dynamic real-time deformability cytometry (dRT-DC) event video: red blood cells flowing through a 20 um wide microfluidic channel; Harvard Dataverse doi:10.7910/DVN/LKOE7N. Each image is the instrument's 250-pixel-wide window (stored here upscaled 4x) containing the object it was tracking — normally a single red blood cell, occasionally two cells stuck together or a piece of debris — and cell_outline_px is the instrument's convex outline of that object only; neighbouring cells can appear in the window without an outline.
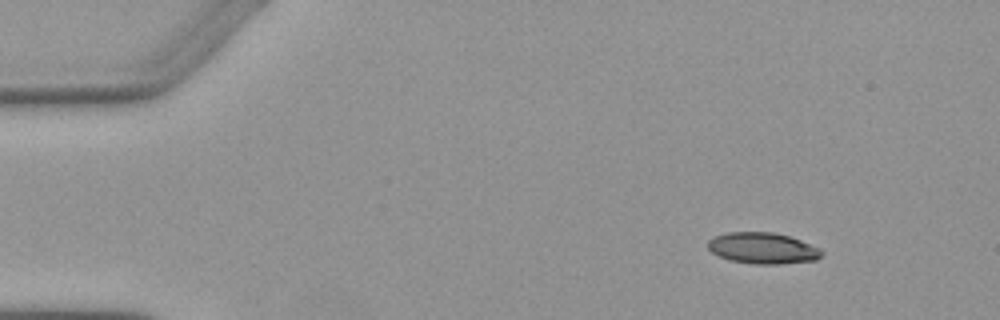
{"species": "Egyptian fruit bat (a non-hibernating species)", "species_latin": "Rousettus aegyptiacus", "temperature_condition": "warm", "stored_images_in_passage": 5, "camera_frame_rate_fps": 3000, "um_per_image_px": 0.085, "animal": {"sex": "female"}, "frame": {"image": 1, "passage_image": 1, "time_ms": 0.0, "image_size_px": [1000, 320], "cell_outline_px": [[824, 252], [816, 260], [780, 264], [756, 264], [728, 260], [712, 252], [708, 248], [708, 240], [716, 236], [728, 232], [772, 232], [788, 236], [800, 240], [820, 248]], "centroid_in_image_um": [64.84, 21.1], "position_along_channel_um": 20.2, "area_um2": 20.58}}
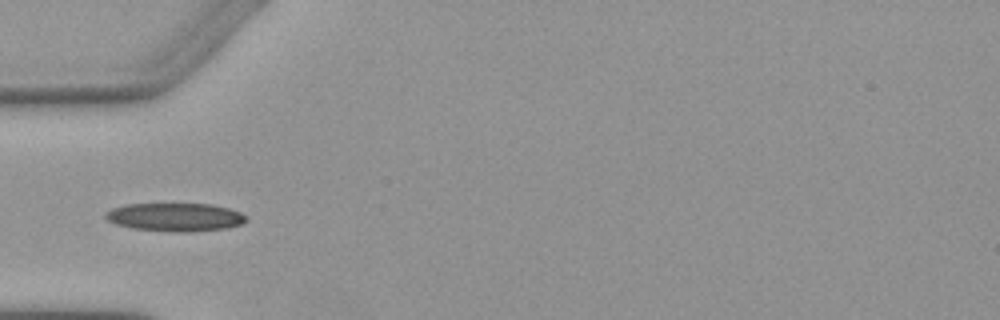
{"frame": {"image": 2, "passage_image": 4, "time_ms": 3.667, "image_size_px": [1000, 320], "cell_outline_px": [[248, 220], [244, 224], [228, 228], [188, 232], [168, 232], [132, 228], [116, 224], [108, 220], [104, 216], [104, 212], [112, 208], [128, 204], [212, 204], [228, 208], [240, 212]], "centroid_in_image_um": [14.9, 18.46], "position_along_channel_um": 70.1, "area_um2": 23.35}}